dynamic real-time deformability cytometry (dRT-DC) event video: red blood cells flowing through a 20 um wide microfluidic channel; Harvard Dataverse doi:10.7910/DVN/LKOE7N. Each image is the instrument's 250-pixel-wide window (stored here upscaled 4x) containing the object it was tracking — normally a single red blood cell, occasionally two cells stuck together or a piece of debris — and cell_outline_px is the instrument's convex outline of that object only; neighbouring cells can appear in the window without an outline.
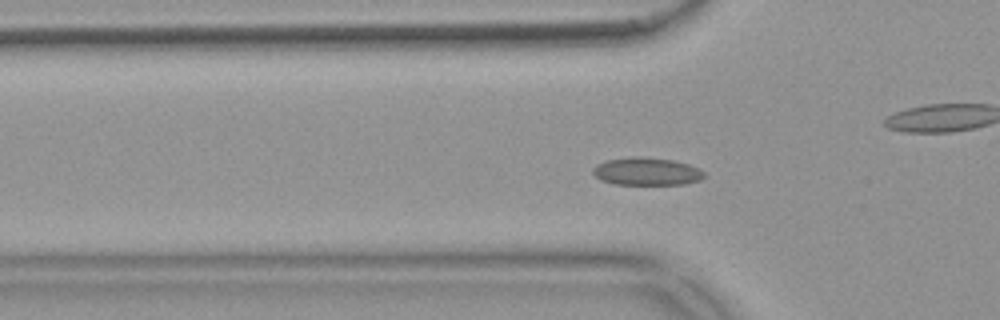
{"species": "common noctule bat (a hibernating species)", "species_latin": "Nyctalus noctula", "temperature_condition": "warm", "stored_images_in_passage": 56, "camera_frame_rate_fps": 3000, "um_per_image_px": 0.085, "animal": {"sex": "female", "body_mass_g": 18.4}, "frame": {"image": 1, "passage_image": 17, "time_ms": 5.333, "image_size_px": [1000, 320], "cell_outline_px": [[704, 176], [700, 180], [684, 184], [616, 184], [600, 180], [592, 172], [592, 168], [596, 164], [604, 160], [632, 156], [640, 156], [672, 160], [688, 164], [704, 172]], "centroid_in_image_um": [54.91, 14.56], "position_along_channel_um": 70.9, "area_um2": 17.98}, "authors_computed_cell_mechanics": {"area_um2": 17.3111, "velocity_mm_per_s": 3.637, "shape_relaxation_time_tau1_ms": 3.2885, "shape_relaxation_time_tau2_ms": 2.2998, "deformation_change_tau1": 0.0649, "deformation_change_tau2": 0.0674}}